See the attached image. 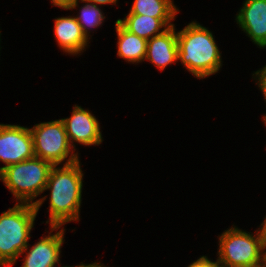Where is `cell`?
<instances>
[{
	"mask_svg": "<svg viewBox=\"0 0 266 267\" xmlns=\"http://www.w3.org/2000/svg\"><path fill=\"white\" fill-rule=\"evenodd\" d=\"M83 173L80 161L57 167L50 171L45 190H50V218L46 222L51 226L64 225L80 220V206L83 187Z\"/></svg>",
	"mask_w": 266,
	"mask_h": 267,
	"instance_id": "obj_1",
	"label": "cell"
},
{
	"mask_svg": "<svg viewBox=\"0 0 266 267\" xmlns=\"http://www.w3.org/2000/svg\"><path fill=\"white\" fill-rule=\"evenodd\" d=\"M177 33L178 60L196 78H206L222 67L220 50L211 31L191 22Z\"/></svg>",
	"mask_w": 266,
	"mask_h": 267,
	"instance_id": "obj_2",
	"label": "cell"
},
{
	"mask_svg": "<svg viewBox=\"0 0 266 267\" xmlns=\"http://www.w3.org/2000/svg\"><path fill=\"white\" fill-rule=\"evenodd\" d=\"M53 166L48 161L34 157L5 167L1 172L0 179L19 201V204L34 205L39 211L47 197L44 196L34 202L33 200L44 192Z\"/></svg>",
	"mask_w": 266,
	"mask_h": 267,
	"instance_id": "obj_3",
	"label": "cell"
},
{
	"mask_svg": "<svg viewBox=\"0 0 266 267\" xmlns=\"http://www.w3.org/2000/svg\"><path fill=\"white\" fill-rule=\"evenodd\" d=\"M38 211L34 205L19 204L0 215V266L12 267L27 247Z\"/></svg>",
	"mask_w": 266,
	"mask_h": 267,
	"instance_id": "obj_4",
	"label": "cell"
},
{
	"mask_svg": "<svg viewBox=\"0 0 266 267\" xmlns=\"http://www.w3.org/2000/svg\"><path fill=\"white\" fill-rule=\"evenodd\" d=\"M255 232L256 236L234 226L220 235L217 254L222 267H251L265 260L266 247Z\"/></svg>",
	"mask_w": 266,
	"mask_h": 267,
	"instance_id": "obj_5",
	"label": "cell"
},
{
	"mask_svg": "<svg viewBox=\"0 0 266 267\" xmlns=\"http://www.w3.org/2000/svg\"><path fill=\"white\" fill-rule=\"evenodd\" d=\"M35 157L48 161L53 165H64L79 160L78 153H74L69 143L65 125L62 119L35 124L30 128Z\"/></svg>",
	"mask_w": 266,
	"mask_h": 267,
	"instance_id": "obj_6",
	"label": "cell"
},
{
	"mask_svg": "<svg viewBox=\"0 0 266 267\" xmlns=\"http://www.w3.org/2000/svg\"><path fill=\"white\" fill-rule=\"evenodd\" d=\"M34 157L33 138L29 128L0 124V161L5 163L2 170Z\"/></svg>",
	"mask_w": 266,
	"mask_h": 267,
	"instance_id": "obj_7",
	"label": "cell"
},
{
	"mask_svg": "<svg viewBox=\"0 0 266 267\" xmlns=\"http://www.w3.org/2000/svg\"><path fill=\"white\" fill-rule=\"evenodd\" d=\"M62 120L73 150H76L74 141L86 146L99 145L103 141L100 124L89 110L75 105L71 117Z\"/></svg>",
	"mask_w": 266,
	"mask_h": 267,
	"instance_id": "obj_8",
	"label": "cell"
},
{
	"mask_svg": "<svg viewBox=\"0 0 266 267\" xmlns=\"http://www.w3.org/2000/svg\"><path fill=\"white\" fill-rule=\"evenodd\" d=\"M60 229V226H51V232L48 236H44L35 243L30 250H28L29 244L21 252L24 256V263L22 267H55L56 264H60L61 246L64 243V231L61 229L55 234H51L53 231Z\"/></svg>",
	"mask_w": 266,
	"mask_h": 267,
	"instance_id": "obj_9",
	"label": "cell"
},
{
	"mask_svg": "<svg viewBox=\"0 0 266 267\" xmlns=\"http://www.w3.org/2000/svg\"><path fill=\"white\" fill-rule=\"evenodd\" d=\"M236 21L254 44L266 48V0H245Z\"/></svg>",
	"mask_w": 266,
	"mask_h": 267,
	"instance_id": "obj_10",
	"label": "cell"
},
{
	"mask_svg": "<svg viewBox=\"0 0 266 267\" xmlns=\"http://www.w3.org/2000/svg\"><path fill=\"white\" fill-rule=\"evenodd\" d=\"M145 60L158 69L164 70L169 64L178 62L177 33L175 26L167 28L162 34L147 41Z\"/></svg>",
	"mask_w": 266,
	"mask_h": 267,
	"instance_id": "obj_11",
	"label": "cell"
},
{
	"mask_svg": "<svg viewBox=\"0 0 266 267\" xmlns=\"http://www.w3.org/2000/svg\"><path fill=\"white\" fill-rule=\"evenodd\" d=\"M54 24V35L63 51L77 55L88 46L90 37H86L74 16L58 17Z\"/></svg>",
	"mask_w": 266,
	"mask_h": 267,
	"instance_id": "obj_12",
	"label": "cell"
},
{
	"mask_svg": "<svg viewBox=\"0 0 266 267\" xmlns=\"http://www.w3.org/2000/svg\"><path fill=\"white\" fill-rule=\"evenodd\" d=\"M174 19L154 18L148 17V15L132 14L129 12L123 20L118 19L116 21L130 33L148 41L152 37L162 34L167 28L174 26L171 23Z\"/></svg>",
	"mask_w": 266,
	"mask_h": 267,
	"instance_id": "obj_13",
	"label": "cell"
},
{
	"mask_svg": "<svg viewBox=\"0 0 266 267\" xmlns=\"http://www.w3.org/2000/svg\"><path fill=\"white\" fill-rule=\"evenodd\" d=\"M115 28L118 38V57L132 63L144 61L147 50V40L130 33L117 21L115 22Z\"/></svg>",
	"mask_w": 266,
	"mask_h": 267,
	"instance_id": "obj_14",
	"label": "cell"
},
{
	"mask_svg": "<svg viewBox=\"0 0 266 267\" xmlns=\"http://www.w3.org/2000/svg\"><path fill=\"white\" fill-rule=\"evenodd\" d=\"M178 8L172 0H135L130 13L154 18H175Z\"/></svg>",
	"mask_w": 266,
	"mask_h": 267,
	"instance_id": "obj_15",
	"label": "cell"
},
{
	"mask_svg": "<svg viewBox=\"0 0 266 267\" xmlns=\"http://www.w3.org/2000/svg\"><path fill=\"white\" fill-rule=\"evenodd\" d=\"M85 5L81 7L79 16L77 15L76 20L82 28L83 33L88 38L90 35L91 28L99 27L105 19L104 13L101 11L99 6L84 2ZM89 29V31H88Z\"/></svg>",
	"mask_w": 266,
	"mask_h": 267,
	"instance_id": "obj_16",
	"label": "cell"
},
{
	"mask_svg": "<svg viewBox=\"0 0 266 267\" xmlns=\"http://www.w3.org/2000/svg\"><path fill=\"white\" fill-rule=\"evenodd\" d=\"M256 75V76H254ZM254 78L257 81V85H259V88L264 96V100L266 102V65L261 69V70H257L254 74H253Z\"/></svg>",
	"mask_w": 266,
	"mask_h": 267,
	"instance_id": "obj_17",
	"label": "cell"
},
{
	"mask_svg": "<svg viewBox=\"0 0 266 267\" xmlns=\"http://www.w3.org/2000/svg\"><path fill=\"white\" fill-rule=\"evenodd\" d=\"M188 267H222L218 259L213 262L207 256H201L195 262L191 263Z\"/></svg>",
	"mask_w": 266,
	"mask_h": 267,
	"instance_id": "obj_18",
	"label": "cell"
},
{
	"mask_svg": "<svg viewBox=\"0 0 266 267\" xmlns=\"http://www.w3.org/2000/svg\"><path fill=\"white\" fill-rule=\"evenodd\" d=\"M51 2L62 9L70 10L78 6L79 0H51Z\"/></svg>",
	"mask_w": 266,
	"mask_h": 267,
	"instance_id": "obj_19",
	"label": "cell"
},
{
	"mask_svg": "<svg viewBox=\"0 0 266 267\" xmlns=\"http://www.w3.org/2000/svg\"><path fill=\"white\" fill-rule=\"evenodd\" d=\"M81 2H88L95 5L116 4L117 0H81Z\"/></svg>",
	"mask_w": 266,
	"mask_h": 267,
	"instance_id": "obj_20",
	"label": "cell"
},
{
	"mask_svg": "<svg viewBox=\"0 0 266 267\" xmlns=\"http://www.w3.org/2000/svg\"><path fill=\"white\" fill-rule=\"evenodd\" d=\"M261 228L258 229L259 234L263 240L264 246L266 247V216L265 220L261 223Z\"/></svg>",
	"mask_w": 266,
	"mask_h": 267,
	"instance_id": "obj_21",
	"label": "cell"
},
{
	"mask_svg": "<svg viewBox=\"0 0 266 267\" xmlns=\"http://www.w3.org/2000/svg\"><path fill=\"white\" fill-rule=\"evenodd\" d=\"M62 267H74V266H62ZM75 267H105L101 263H91V264H83L81 263L80 265H76Z\"/></svg>",
	"mask_w": 266,
	"mask_h": 267,
	"instance_id": "obj_22",
	"label": "cell"
},
{
	"mask_svg": "<svg viewBox=\"0 0 266 267\" xmlns=\"http://www.w3.org/2000/svg\"><path fill=\"white\" fill-rule=\"evenodd\" d=\"M251 267H266V260H264L262 263L257 264L255 266H251Z\"/></svg>",
	"mask_w": 266,
	"mask_h": 267,
	"instance_id": "obj_23",
	"label": "cell"
},
{
	"mask_svg": "<svg viewBox=\"0 0 266 267\" xmlns=\"http://www.w3.org/2000/svg\"><path fill=\"white\" fill-rule=\"evenodd\" d=\"M263 122H264V124L266 126V115L263 116Z\"/></svg>",
	"mask_w": 266,
	"mask_h": 267,
	"instance_id": "obj_24",
	"label": "cell"
}]
</instances>
